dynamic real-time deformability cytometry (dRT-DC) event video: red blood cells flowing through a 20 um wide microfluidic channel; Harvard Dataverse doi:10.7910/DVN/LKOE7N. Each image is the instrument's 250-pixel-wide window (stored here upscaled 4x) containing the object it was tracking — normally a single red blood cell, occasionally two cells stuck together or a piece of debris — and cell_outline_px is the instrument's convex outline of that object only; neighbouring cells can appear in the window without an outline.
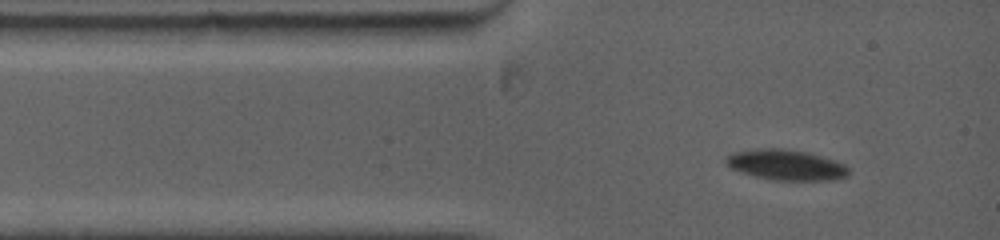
{"species": "common noctule bat (a hibernating species)", "species_latin": "Nyctalus noctula", "temperature_condition": "warm", "stored_images_in_passage": 35, "camera_frame_rate_fps": 5000, "um_per_image_px": 0.085, "animal": {"sex": "female", "body_mass_g": 19.0, "forearm_length_mm": 53.3}, "frame": {"image": 1, "passage_image": 1, "time_ms": 0.0, "image_size_px": [1000, 240], "cell_outline_px": [[848, 176], [836, 180], [772, 180], [740, 172], [724, 164], [724, 156], [732, 152], [764, 148], [780, 148], [808, 152], [836, 160], [844, 164], [848, 168]], "centroid_in_image_um": [66.8, 14.01], "position_along_channel_um": 18.2, "area_um2": 22.02}}
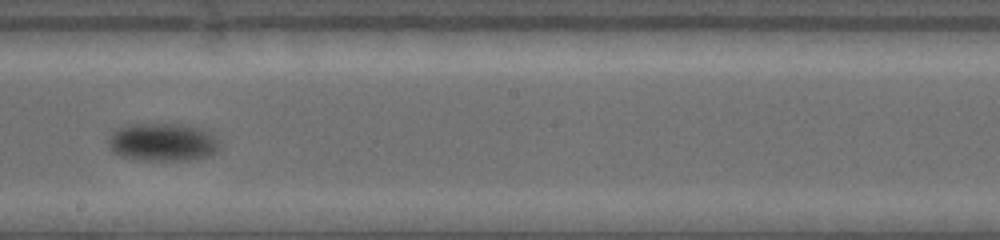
{"frame": {"image": 2, "passage_image": 15, "time_ms": 6.6, "image_size_px": [1000, 240], "cell_outline_px": [[220, 148], [216, 152], [208, 156], [192, 160], [144, 160], [120, 156], [112, 152], [108, 148], [108, 136], [112, 132], [128, 124], [180, 124], [204, 128], [216, 136], [220, 144]], "centroid_in_image_um": [13.84, 12.08], "position_along_channel_um": 234.4, "area_um2": 25.03}}
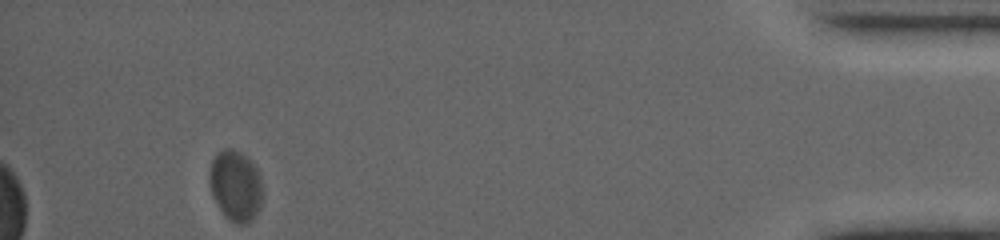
{"frame": {"image": 3, "passage_image": 35, "time_ms": 14.2, "image_size_px": [1000, 240], "cell_outline_px": [[264, 192], [260, 208], [252, 220], [248, 224], [232, 224], [224, 216], [216, 204], [212, 196], [208, 180], [208, 172], [212, 160], [216, 152], [224, 148], [232, 148], [248, 156], [260, 172], [264, 188]], "centroid_in_image_um": [20.04, 15.79], "position_along_channel_um": 415.2, "area_um2": 23.0}, "authors_computed_cell_mechanics": {"area_um2": 23.8714, "velocity_mm_per_s": 3.6038, "shape_relaxation_time_tau1_ms": 1.6847, "shape_relaxation_time_tau2_ms": null, "deformation_change_tau1": 0.0722, "deformation_change_tau2": null}}